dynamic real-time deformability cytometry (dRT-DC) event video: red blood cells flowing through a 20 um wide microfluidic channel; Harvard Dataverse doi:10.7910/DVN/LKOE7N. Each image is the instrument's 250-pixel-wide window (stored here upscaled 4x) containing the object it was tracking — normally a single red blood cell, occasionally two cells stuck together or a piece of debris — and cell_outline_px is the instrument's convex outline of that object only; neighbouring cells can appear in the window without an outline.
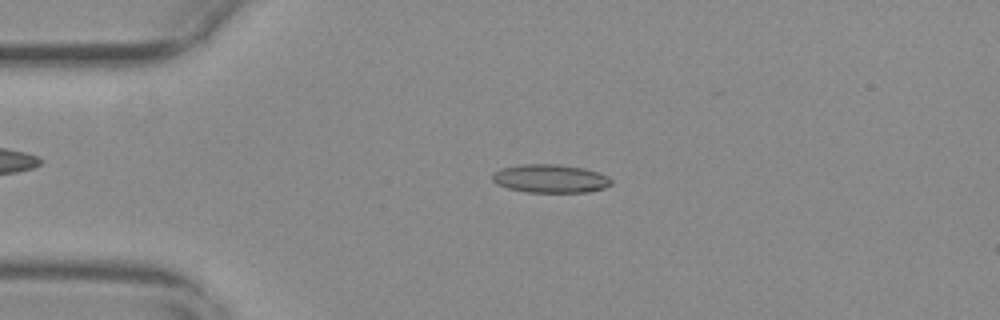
{"species": "common noctule bat (a hibernating species)", "species_latin": "Nyctalus noctula", "temperature_condition": "warm", "stored_images_in_passage": 55, "camera_frame_rate_fps": 3000, "um_per_image_px": 0.085, "animal": {"sex": "female", "body_mass_g": 29.2, "forearm_length_mm": 56.3}, "frame": {"image": 1, "passage_image": 12, "time_ms": 3.667, "image_size_px": [1000, 320], "cell_outline_px": [[612, 184], [604, 188], [588, 192], [528, 192], [508, 188], [496, 184], [492, 180], [492, 176], [496, 172], [504, 168], [524, 164], [560, 164], [584, 168], [608, 176], [612, 180]], "centroid_in_image_um": [46.81, 15.18], "position_along_channel_um": 38.2, "area_um2": 19.54}}
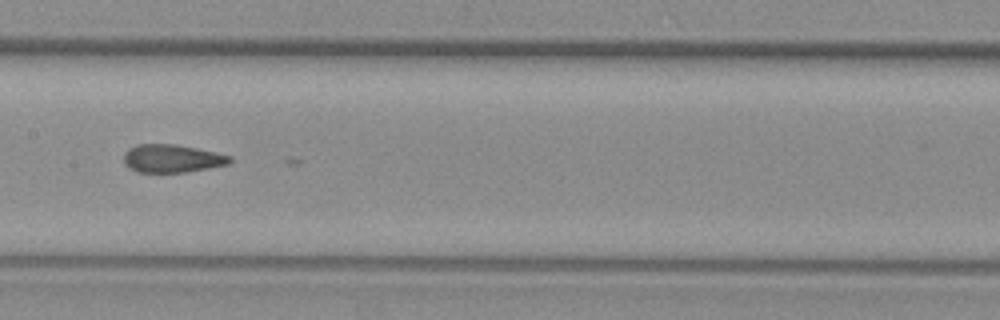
{"frame": {"image": 2, "passage_image": 27, "time_ms": 8.667, "image_size_px": [1000, 320], "cell_outline_px": [[232, 160], [228, 164], [188, 172], [136, 172], [128, 168], [124, 164], [124, 152], [128, 148], [136, 144], [176, 144], [216, 152], [232, 156]], "centroid_in_image_um": [14.59, 13.47], "position_along_channel_um": 192.8, "area_um2": 17.51}}
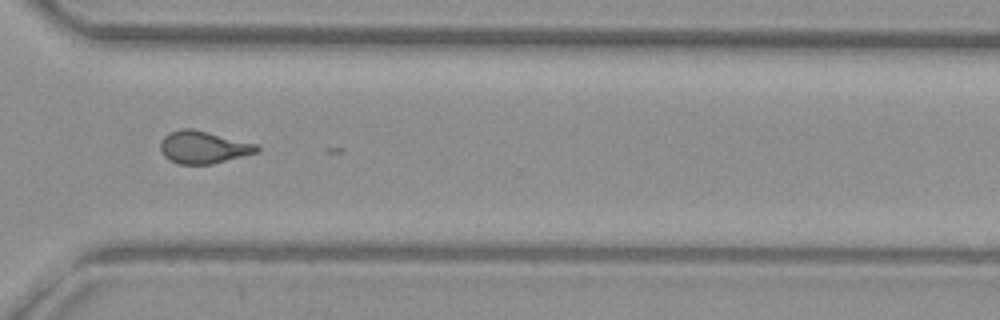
{"frame": {"image": 3, "passage_image": 40, "time_ms": 13.0, "image_size_px": [1000, 320], "cell_outline_px": [[260, 152], [212, 164], [180, 164], [168, 160], [164, 156], [160, 148], [160, 144], [164, 136], [180, 128], [192, 128], [256, 144], [260, 148]], "centroid_in_image_um": [17.29, 12.52], "position_along_channel_um": 353.3, "area_um2": 18.21}}